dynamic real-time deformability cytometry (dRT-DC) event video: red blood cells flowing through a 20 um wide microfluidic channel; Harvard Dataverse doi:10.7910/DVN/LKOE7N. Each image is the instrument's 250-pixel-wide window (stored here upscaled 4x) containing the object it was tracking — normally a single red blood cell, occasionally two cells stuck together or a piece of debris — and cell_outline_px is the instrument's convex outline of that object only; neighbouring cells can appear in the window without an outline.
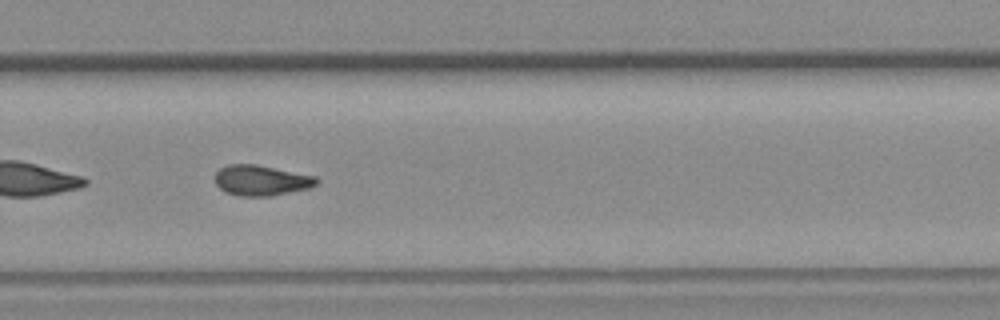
{"species": "common noctule bat (a hibernating species)", "species_latin": "Nyctalus noctula", "temperature_condition": "room temperature", "stored_images_in_passage": 42, "camera_frame_rate_fps": 3000, "um_per_image_px": 0.085, "animal": {"sex": "female", "body_mass_g": 19.3, "forearm_length_mm": 54.1}, "frame": {"image": 1, "passage_image": 24, "time_ms": 7.667, "image_size_px": [1000, 320], "cell_outline_px": [[320, 180], [312, 188], [272, 196], [236, 196], [224, 192], [216, 184], [216, 172], [220, 168], [228, 164], [256, 164], [316, 176]], "centroid_in_image_um": [22.23, 15.34], "position_along_channel_um": 307.6, "area_um2": 18.26}}